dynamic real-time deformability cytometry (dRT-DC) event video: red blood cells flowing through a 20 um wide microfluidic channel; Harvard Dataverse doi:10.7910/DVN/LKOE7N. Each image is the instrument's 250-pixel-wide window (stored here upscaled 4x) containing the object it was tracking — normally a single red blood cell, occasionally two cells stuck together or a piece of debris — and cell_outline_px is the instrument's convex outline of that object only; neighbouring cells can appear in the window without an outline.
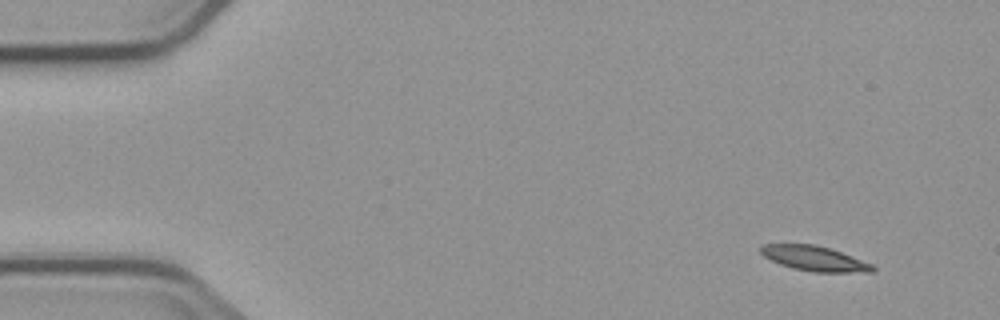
{"species": "common noctule bat (a hibernating species)", "species_latin": "Nyctalus noctula", "temperature_condition": "cold", "stored_images_in_passage": 4, "camera_frame_rate_fps": 3000, "um_per_image_px": 0.085, "animal": {"sex": "male", "body_mass_g": 23.1, "forearm_length_mm": 52.7}, "frame": {"image": 1, "passage_image": 1, "time_ms": 0.0, "image_size_px": [1000, 320], "cell_outline_px": [[876, 268], [872, 272], [812, 272], [792, 268], [780, 264], [764, 256], [760, 252], [760, 248], [764, 244], [816, 244], [852, 256], [872, 264]], "centroid_in_image_um": [69.23, 21.97], "position_along_channel_um": 15.8, "area_um2": 16.13}}
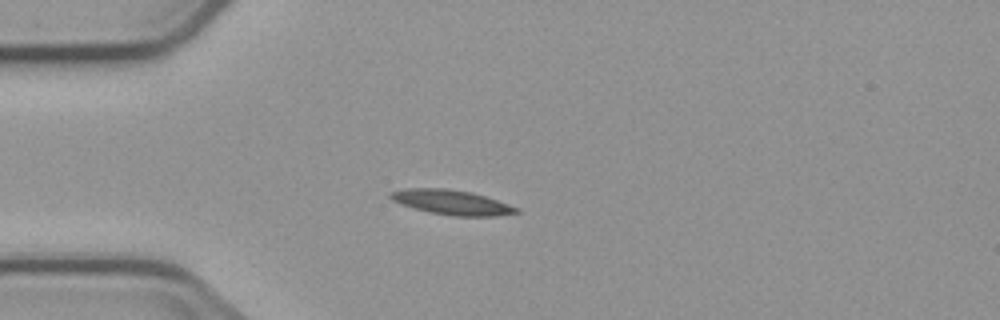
{"frame": {"image": 2, "passage_image": 4, "time_ms": 3.333, "image_size_px": [1000, 320], "cell_outline_px": [[520, 212], [500, 216], [452, 216], [428, 212], [400, 204], [392, 200], [388, 196], [388, 192], [404, 188], [448, 188], [472, 192], [520, 208]], "centroid_in_image_um": [38.37, 17.19], "position_along_channel_um": 46.6, "area_um2": 18.38}}